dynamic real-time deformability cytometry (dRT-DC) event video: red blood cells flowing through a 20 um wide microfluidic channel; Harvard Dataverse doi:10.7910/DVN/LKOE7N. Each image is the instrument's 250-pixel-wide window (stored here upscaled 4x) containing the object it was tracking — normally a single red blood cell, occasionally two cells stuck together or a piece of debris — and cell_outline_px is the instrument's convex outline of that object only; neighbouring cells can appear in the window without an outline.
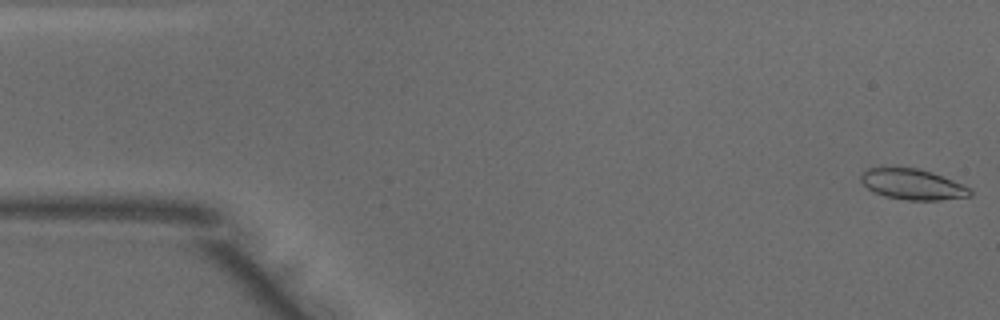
{"species": "common noctule bat (a hibernating species)", "species_latin": "Nyctalus noctula", "temperature_condition": "warm", "stored_images_in_passage": 49, "camera_frame_rate_fps": 3000, "um_per_image_px": 0.085, "animal": {"sex": "male", "body_mass_g": 18.8}, "frame": {"image": 1, "passage_image": 1, "time_ms": 0.0, "image_size_px": [1000, 320], "cell_outline_px": [[972, 196], [940, 200], [908, 200], [884, 196], [872, 192], [860, 180], [860, 176], [868, 168], [880, 164], [916, 168], [932, 172], [972, 188]], "centroid_in_image_um": [77.52, 15.63], "position_along_channel_um": 7.5, "area_um2": 20.11}}
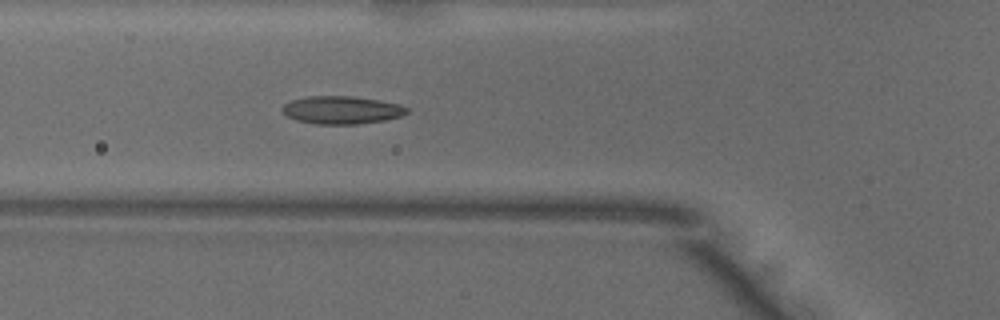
{"frame": {"image": 2, "passage_image": 17, "time_ms": 5.333, "image_size_px": [1000, 320], "cell_outline_px": [[408, 112], [400, 116], [384, 120], [356, 124], [316, 124], [296, 120], [280, 112], [280, 108], [284, 104], [292, 100], [308, 96], [352, 96], [380, 100], [400, 104], [408, 108]], "centroid_in_image_um": [29.01, 9.34], "position_along_channel_um": 96.8, "area_um2": 20.29}}
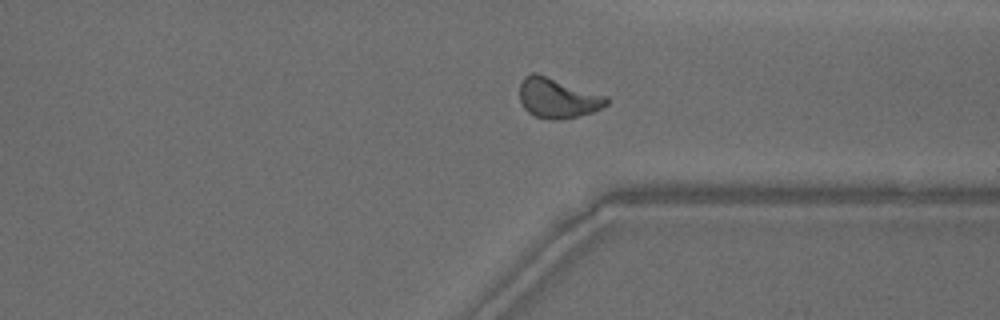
{"frame": {"image": 3, "passage_image": 37, "time_ms": 12.0, "image_size_px": [1000, 320], "cell_outline_px": [[608, 104], [592, 112], [560, 120], [548, 120], [536, 116], [528, 112], [524, 108], [520, 100], [520, 80], [524, 76], [532, 72], [536, 72], [608, 96]], "centroid_in_image_um": [47.38, 8.32], "position_along_channel_um": 364.0, "area_um2": 20.4}, "authors_computed_cell_mechanics": {"area_um2": 19.652, "velocity_mm_per_s": 4.013, "shape_relaxation_time_tau1_ms": 6.5951, "shape_relaxation_time_tau2_ms": 1.8001, "deformation_change_tau1": 0.1684, "deformation_change_tau2": 0.0754}}